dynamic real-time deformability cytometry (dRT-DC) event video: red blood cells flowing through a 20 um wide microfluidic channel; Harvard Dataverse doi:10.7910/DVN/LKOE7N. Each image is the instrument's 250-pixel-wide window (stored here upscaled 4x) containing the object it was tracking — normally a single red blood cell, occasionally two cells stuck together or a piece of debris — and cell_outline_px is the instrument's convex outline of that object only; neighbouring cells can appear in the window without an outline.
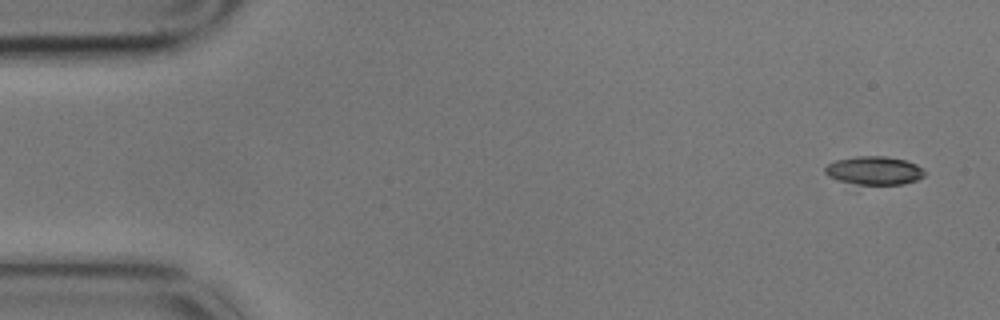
{"species": "common noctule bat (a hibernating species)", "species_latin": "Nyctalus noctula", "temperature_condition": "cold", "stored_images_in_passage": 4, "camera_frame_rate_fps": 3000, "um_per_image_px": 0.085, "animal": {"sex": "male", "body_mass_g": 17.9}, "frame": {"image": 1, "passage_image": 1, "time_ms": 0.0, "image_size_px": [1000, 320], "cell_outline_px": [[924, 176], [916, 180], [904, 184], [856, 184], [840, 180], [828, 176], [824, 172], [824, 168], [828, 164], [836, 160], [856, 156], [884, 156], [904, 160], [916, 164], [924, 172]], "centroid_in_image_um": [74.28, 14.49], "position_along_channel_um": 10.7, "area_um2": 16.24}}
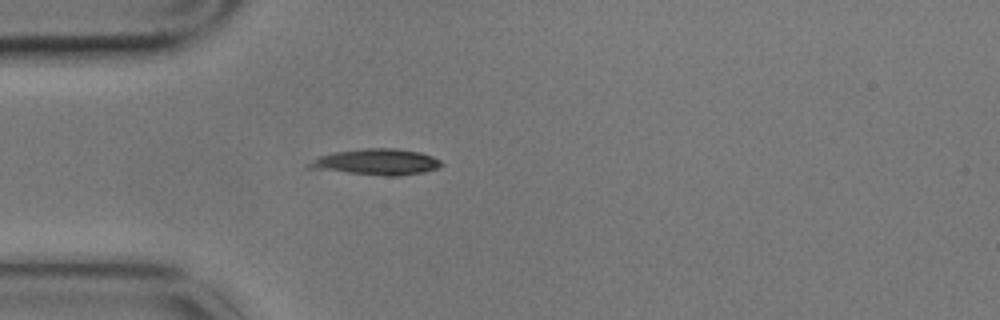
{"frame": {"image": 2, "passage_image": 4, "time_ms": 1.0, "image_size_px": [1000, 320], "cell_outline_px": [[444, 164], [436, 168], [424, 172], [396, 176], [384, 176], [308, 168], [304, 164], [320, 156], [332, 152], [364, 148], [396, 148], [420, 152], [432, 156], [440, 160]], "centroid_in_image_um": [31.99, 13.76], "position_along_channel_um": 53.0, "area_um2": 20.11}}